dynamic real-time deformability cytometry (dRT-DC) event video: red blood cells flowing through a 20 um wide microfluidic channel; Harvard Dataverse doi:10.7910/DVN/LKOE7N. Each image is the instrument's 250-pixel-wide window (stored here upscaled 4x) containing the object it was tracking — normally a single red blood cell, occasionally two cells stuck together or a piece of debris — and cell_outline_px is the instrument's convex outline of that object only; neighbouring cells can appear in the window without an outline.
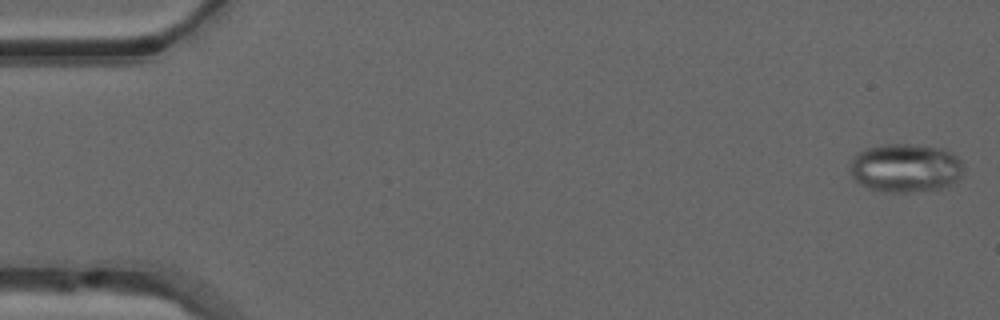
{"species": "common noctule bat (a hibernating species)", "species_latin": "Nyctalus noctula", "temperature_condition": "warm", "stored_images_in_passage": 12, "camera_frame_rate_fps": 3000, "um_per_image_px": 0.085, "animal": {"sex": "male", "forearm_length_mm": 52.5}, "frame": {"image": 1, "passage_image": 1, "time_ms": 0.0, "image_size_px": [1000, 320], "cell_outline_px": [[964, 168], [960, 176], [956, 180], [940, 188], [908, 192], [884, 192], [868, 188], [860, 184], [852, 176], [852, 156], [864, 148], [884, 144], [912, 144], [944, 148], [956, 156], [960, 160]], "centroid_in_image_um": [76.95, 14.26], "position_along_channel_um": 8.0, "area_um2": 32.08}}